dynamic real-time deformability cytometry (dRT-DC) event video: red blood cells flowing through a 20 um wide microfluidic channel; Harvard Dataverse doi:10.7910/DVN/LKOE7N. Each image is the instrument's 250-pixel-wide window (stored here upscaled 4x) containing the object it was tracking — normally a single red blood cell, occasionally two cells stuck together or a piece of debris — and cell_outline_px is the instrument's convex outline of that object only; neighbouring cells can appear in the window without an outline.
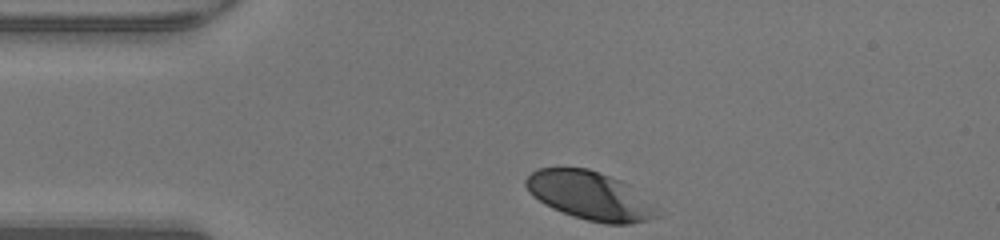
{"species": "human", "species_latin": "Homo sapiens", "temperature_condition": "warm", "stored_images_in_passage": 29, "camera_frame_rate_fps": 3000, "um_per_image_px": 0.085, "donor": {"sex": "male"}, "frame": {"image": 1, "passage_image": 1, "time_ms": 0.0, "image_size_px": [1000, 240], "cell_outline_px": [[660, 216], [648, 220], [632, 224], [604, 224], [572, 216], [552, 208], [544, 204], [532, 196], [528, 192], [524, 184], [524, 180], [536, 168], [588, 168], [600, 172], [620, 180], [628, 184], [656, 204], [660, 208]], "centroid_in_image_um": [50.18, 16.64], "position_along_channel_um": 34.8, "area_um2": 37.57}}
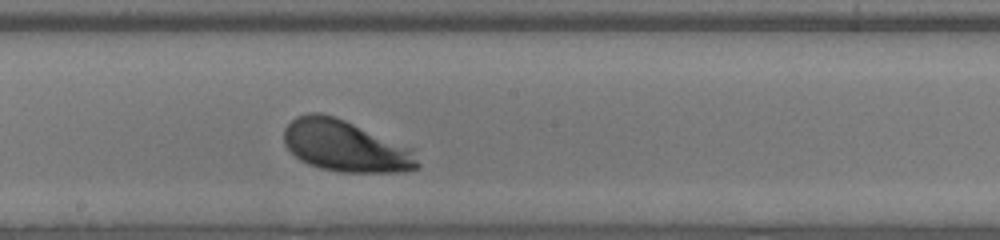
{"frame": {"image": 2, "passage_image": 17, "time_ms": 5.333, "image_size_px": [1000, 240], "cell_outline_px": [[420, 168], [404, 172], [340, 172], [320, 168], [308, 164], [300, 160], [284, 144], [284, 128], [296, 116], [308, 112], [320, 112], [344, 120], [412, 148], [420, 164]], "centroid_in_image_um": [29.36, 12.42], "position_along_channel_um": 218.8, "area_um2": 39.94}}
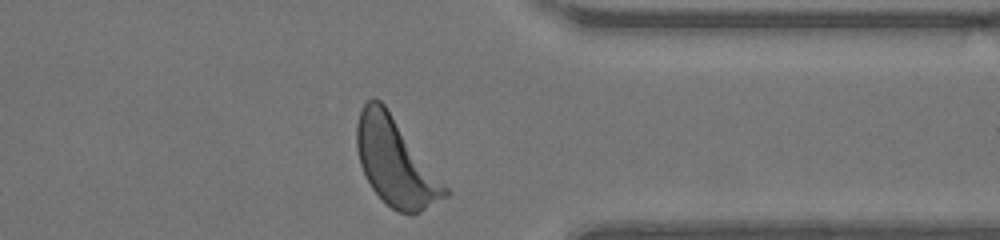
{"frame": {"image": 3, "passage_image": 29, "time_ms": 9.333, "image_size_px": [1000, 240], "cell_outline_px": [[452, 192], [448, 196], [420, 212], [412, 216], [396, 212], [372, 188], [360, 164], [356, 148], [356, 124], [360, 112], [364, 104], [372, 96], [376, 96], [384, 104]], "centroid_in_image_um": [33.62, 13.79], "position_along_channel_um": 377.8, "area_um2": 44.85}}